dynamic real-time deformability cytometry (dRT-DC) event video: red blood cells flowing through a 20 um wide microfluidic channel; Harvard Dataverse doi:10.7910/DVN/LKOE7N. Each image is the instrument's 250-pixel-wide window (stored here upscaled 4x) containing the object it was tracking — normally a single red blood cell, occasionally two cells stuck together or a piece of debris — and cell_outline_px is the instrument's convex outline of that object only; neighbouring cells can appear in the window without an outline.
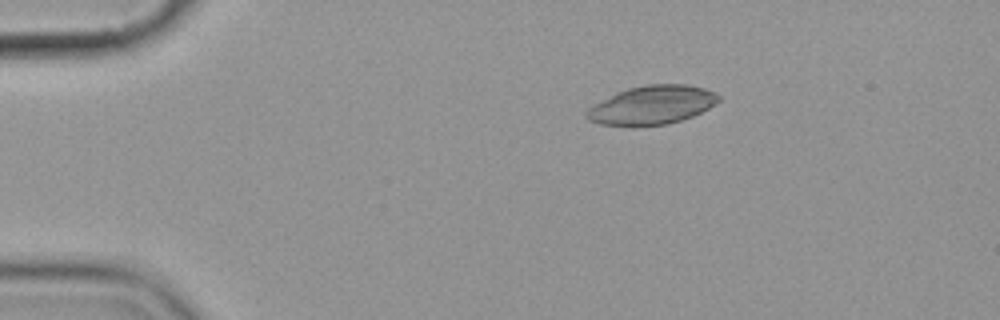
{"species": "common noctule bat (a hibernating species)", "species_latin": "Nyctalus noctula", "temperature_condition": "cold", "stored_images_in_passage": 3, "camera_frame_rate_fps": 3000, "um_per_image_px": 0.085, "animal": {"sex": "female", "body_mass_g": 19.9}, "frame": {"image": 1, "passage_image": 1, "time_ms": 0.0, "image_size_px": [1000, 320], "cell_outline_px": [[720, 100], [716, 104], [692, 116], [668, 124], [632, 128], [600, 124], [588, 120], [584, 116], [584, 112], [588, 108], [616, 92], [628, 88], [648, 84], [688, 84], [704, 88], [716, 92], [720, 96]], "centroid_in_image_um": [55.39, 8.95], "position_along_channel_um": 29.6, "area_um2": 30.35}}
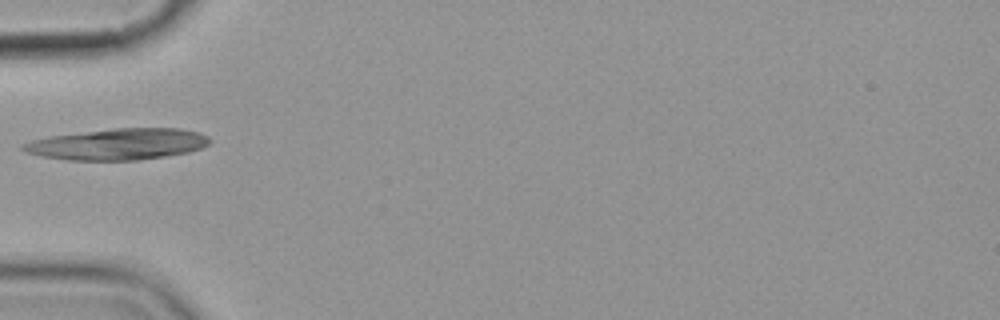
{"frame": {"image": 2, "passage_image": 3, "time_ms": 3.0, "image_size_px": [1000, 320], "cell_outline_px": [[212, 140], [208, 144], [200, 148], [188, 152], [140, 160], [68, 160], [40, 156], [24, 152], [20, 148], [20, 144], [32, 140], [52, 136], [116, 128], [180, 128], [200, 132], [208, 136]], "centroid_in_image_um": [10.02, 12.26], "position_along_channel_um": 75.0, "area_um2": 33.99}}